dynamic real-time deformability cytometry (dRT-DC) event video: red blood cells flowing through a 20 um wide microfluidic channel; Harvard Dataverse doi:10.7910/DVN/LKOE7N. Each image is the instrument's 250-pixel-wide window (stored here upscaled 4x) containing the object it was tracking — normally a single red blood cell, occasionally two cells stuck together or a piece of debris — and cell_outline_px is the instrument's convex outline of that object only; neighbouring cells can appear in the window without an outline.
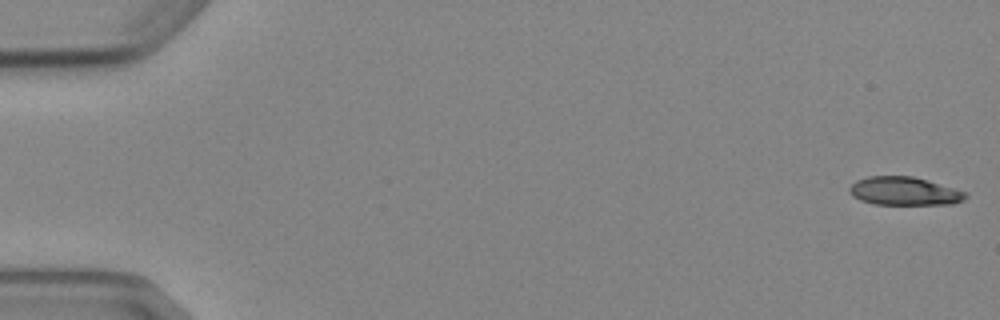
{"species": "Egyptian fruit bat (a non-hibernating species)", "species_latin": "Rousettus aegyptiacus", "temperature_condition": "cold", "stored_images_in_passage": 6, "segment_of_instrument_passage": [2, 2], "camera_frame_rate_fps": 3000, "um_per_image_px": 0.085, "animal": {"sex": "female"}, "frame": {"image": 1, "passage_image": 6, "time_ms": 6.0, "image_size_px": [1000, 320], "cell_outline_px": [[968, 196], [964, 200], [952, 204], [872, 204], [860, 200], [852, 196], [848, 192], [848, 188], [856, 180], [868, 176], [912, 176], [968, 192]], "centroid_in_image_um": [76.85, 16.25], "position_along_channel_um": 8.2, "area_um2": 19.25}}